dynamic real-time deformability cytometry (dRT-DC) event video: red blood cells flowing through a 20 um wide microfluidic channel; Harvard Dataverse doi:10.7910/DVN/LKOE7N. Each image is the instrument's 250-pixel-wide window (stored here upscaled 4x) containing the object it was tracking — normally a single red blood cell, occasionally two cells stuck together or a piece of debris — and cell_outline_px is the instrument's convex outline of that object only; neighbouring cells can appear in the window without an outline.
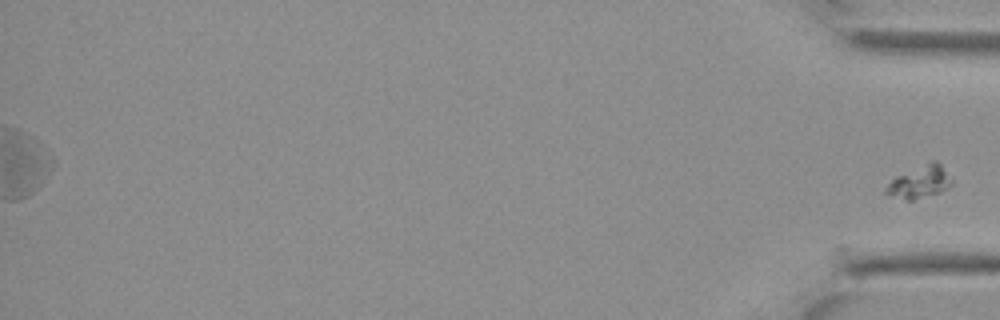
{"species": "Egyptian fruit bat (a non-hibernating species)", "species_latin": "Rousettus aegyptiacus", "temperature_condition": "cold", "stored_images_in_passage": 36, "segment_of_instrument_passage": [2, 2], "camera_frame_rate_fps": 3000, "um_per_image_px": 0.085, "animal": {"sex": "female"}, "frame": {"image": 1, "passage_image": 36, "time_ms": 11.667, "image_size_px": [1000, 320], "cell_outline_px": [[952, 184], [948, 188], [940, 192], [912, 200], [908, 200], [888, 196], [884, 192], [884, 188], [896, 176], [932, 160], [936, 160], [940, 164], [952, 180]], "centroid_in_image_um": [78.15, 15.48], "position_along_channel_um": 357.0, "area_um2": 12.31}}